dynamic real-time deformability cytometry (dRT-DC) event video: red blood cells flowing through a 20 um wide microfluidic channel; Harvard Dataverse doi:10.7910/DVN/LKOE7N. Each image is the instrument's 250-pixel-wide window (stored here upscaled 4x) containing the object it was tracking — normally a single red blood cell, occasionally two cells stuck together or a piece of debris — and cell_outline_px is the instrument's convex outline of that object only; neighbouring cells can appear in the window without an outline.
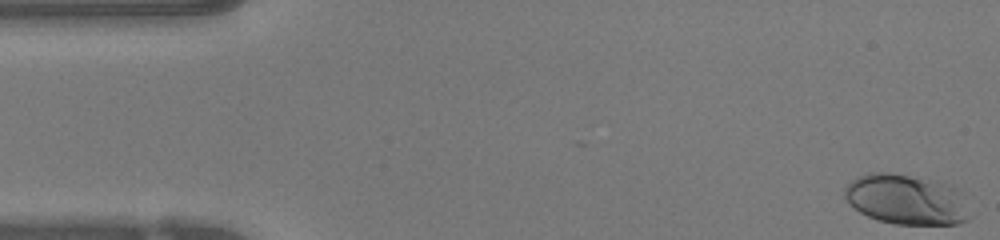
{"species": "human", "species_latin": "Homo sapiens", "temperature_condition": "warm", "stored_images_in_passage": 48, "camera_frame_rate_fps": 3000, "um_per_image_px": 0.085, "donor": {"sex": "female"}, "frame": {"image": 1, "passage_image": 1, "time_ms": 0.0, "image_size_px": [1000, 240], "cell_outline_px": [[968, 220], [960, 224], [896, 224], [880, 220], [868, 216], [860, 212], [844, 196], [844, 188], [852, 180], [868, 172], [888, 172], [936, 180], [952, 184], [960, 192]], "centroid_in_image_um": [77.02, 16.94], "position_along_channel_um": 8.0, "area_um2": 36.24}}
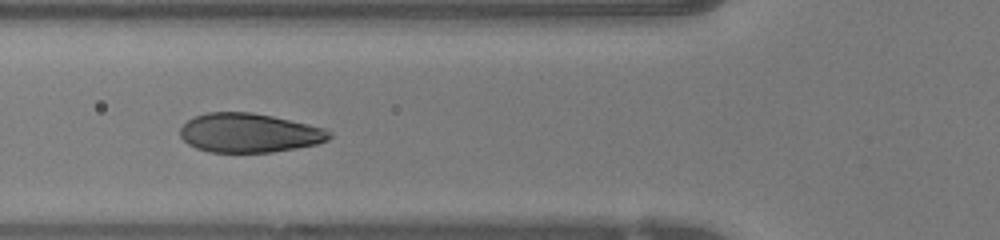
{"frame": {"image": 2, "passage_image": 17, "time_ms": 5.333, "image_size_px": [1000, 240], "cell_outline_px": [[332, 136], [328, 140], [316, 144], [296, 148], [272, 152], [208, 152], [196, 148], [188, 144], [180, 136], [180, 128], [188, 120], [196, 116], [208, 112], [252, 112], [272, 116], [308, 124], [324, 128], [332, 132]], "centroid_in_image_um": [21.18, 11.3], "position_along_channel_um": 104.6, "area_um2": 33.99}}
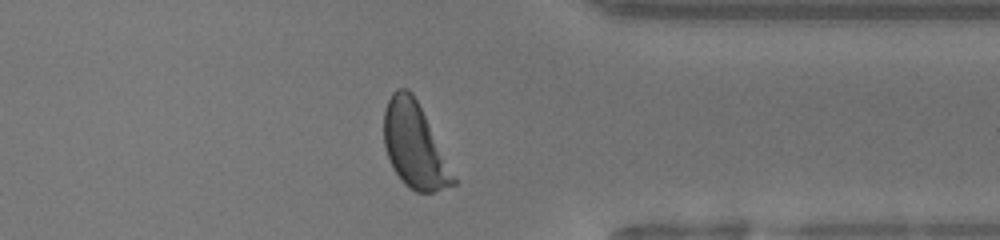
{"frame": {"image": 3, "passage_image": 37, "time_ms": 12.0, "image_size_px": [1000, 240], "cell_outline_px": [[456, 184], [432, 192], [416, 192], [408, 188], [404, 184], [392, 168], [384, 144], [384, 112], [388, 100], [392, 92], [396, 88], [408, 88], [412, 92], [456, 176]], "centroid_in_image_um": [35.22, 12.38], "position_along_channel_um": 376.2, "area_um2": 34.16}, "authors_computed_cell_mechanics": {"area_um2": 34.7956, "velocity_mm_per_s": 4.2042, "shape_relaxation_time_tau1_ms": 2.6972, "shape_relaxation_time_tau2_ms": null, "deformation_change_tau1": 0.163, "deformation_change_tau2": null}}